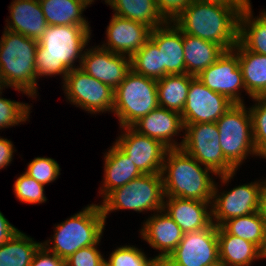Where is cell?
Returning <instances> with one entry per match:
<instances>
[{"mask_svg": "<svg viewBox=\"0 0 266 266\" xmlns=\"http://www.w3.org/2000/svg\"><path fill=\"white\" fill-rule=\"evenodd\" d=\"M263 258L266 259V235H265V242H264L263 248L261 249V259Z\"/></svg>", "mask_w": 266, "mask_h": 266, "instance_id": "7dc6e473", "label": "cell"}, {"mask_svg": "<svg viewBox=\"0 0 266 266\" xmlns=\"http://www.w3.org/2000/svg\"><path fill=\"white\" fill-rule=\"evenodd\" d=\"M150 38L157 44L162 58V78L166 75L185 74L183 32L173 23L151 30Z\"/></svg>", "mask_w": 266, "mask_h": 266, "instance_id": "ffe728a7", "label": "cell"}, {"mask_svg": "<svg viewBox=\"0 0 266 266\" xmlns=\"http://www.w3.org/2000/svg\"><path fill=\"white\" fill-rule=\"evenodd\" d=\"M154 266H168L164 261H157Z\"/></svg>", "mask_w": 266, "mask_h": 266, "instance_id": "681fc988", "label": "cell"}, {"mask_svg": "<svg viewBox=\"0 0 266 266\" xmlns=\"http://www.w3.org/2000/svg\"><path fill=\"white\" fill-rule=\"evenodd\" d=\"M131 69L155 80L162 78V58L157 44L149 38L131 57Z\"/></svg>", "mask_w": 266, "mask_h": 266, "instance_id": "d6a6232c", "label": "cell"}, {"mask_svg": "<svg viewBox=\"0 0 266 266\" xmlns=\"http://www.w3.org/2000/svg\"><path fill=\"white\" fill-rule=\"evenodd\" d=\"M210 173L218 176L182 148L168 149L161 171L165 197L212 202L215 181Z\"/></svg>", "mask_w": 266, "mask_h": 266, "instance_id": "3957f363", "label": "cell"}, {"mask_svg": "<svg viewBox=\"0 0 266 266\" xmlns=\"http://www.w3.org/2000/svg\"><path fill=\"white\" fill-rule=\"evenodd\" d=\"M30 266H65V260L41 245L34 254Z\"/></svg>", "mask_w": 266, "mask_h": 266, "instance_id": "60d3db41", "label": "cell"}, {"mask_svg": "<svg viewBox=\"0 0 266 266\" xmlns=\"http://www.w3.org/2000/svg\"><path fill=\"white\" fill-rule=\"evenodd\" d=\"M0 81L2 87L36 98L37 73L35 66L38 41L4 29L0 37Z\"/></svg>", "mask_w": 266, "mask_h": 266, "instance_id": "277c9868", "label": "cell"}, {"mask_svg": "<svg viewBox=\"0 0 266 266\" xmlns=\"http://www.w3.org/2000/svg\"><path fill=\"white\" fill-rule=\"evenodd\" d=\"M124 132L114 144L143 174H161L167 150L162 142L139 134L132 127H122Z\"/></svg>", "mask_w": 266, "mask_h": 266, "instance_id": "4fadbf2b", "label": "cell"}, {"mask_svg": "<svg viewBox=\"0 0 266 266\" xmlns=\"http://www.w3.org/2000/svg\"><path fill=\"white\" fill-rule=\"evenodd\" d=\"M259 212L266 220V178L263 180V185L261 188Z\"/></svg>", "mask_w": 266, "mask_h": 266, "instance_id": "f6af8a7d", "label": "cell"}, {"mask_svg": "<svg viewBox=\"0 0 266 266\" xmlns=\"http://www.w3.org/2000/svg\"><path fill=\"white\" fill-rule=\"evenodd\" d=\"M104 1H105V3H106L107 5H109L110 2H111V0H104ZM84 2H85L88 6H90V5L92 4V2H94V0H84Z\"/></svg>", "mask_w": 266, "mask_h": 266, "instance_id": "c3c4849f", "label": "cell"}, {"mask_svg": "<svg viewBox=\"0 0 266 266\" xmlns=\"http://www.w3.org/2000/svg\"><path fill=\"white\" fill-rule=\"evenodd\" d=\"M255 102L249 111L252 119L253 141L257 155L266 159V96L252 98Z\"/></svg>", "mask_w": 266, "mask_h": 266, "instance_id": "836d02e7", "label": "cell"}, {"mask_svg": "<svg viewBox=\"0 0 266 266\" xmlns=\"http://www.w3.org/2000/svg\"><path fill=\"white\" fill-rule=\"evenodd\" d=\"M233 49L237 52L249 97L266 96V55L251 52L240 42Z\"/></svg>", "mask_w": 266, "mask_h": 266, "instance_id": "cb8c5ba5", "label": "cell"}, {"mask_svg": "<svg viewBox=\"0 0 266 266\" xmlns=\"http://www.w3.org/2000/svg\"><path fill=\"white\" fill-rule=\"evenodd\" d=\"M105 223L100 204L92 203L60 224H56L52 239L46 240L42 245L66 260L77 250L101 241Z\"/></svg>", "mask_w": 266, "mask_h": 266, "instance_id": "5b68a950", "label": "cell"}, {"mask_svg": "<svg viewBox=\"0 0 266 266\" xmlns=\"http://www.w3.org/2000/svg\"><path fill=\"white\" fill-rule=\"evenodd\" d=\"M244 6L192 0L173 23L183 33L211 41L229 51L239 42V18Z\"/></svg>", "mask_w": 266, "mask_h": 266, "instance_id": "7a4b0ae2", "label": "cell"}, {"mask_svg": "<svg viewBox=\"0 0 266 266\" xmlns=\"http://www.w3.org/2000/svg\"><path fill=\"white\" fill-rule=\"evenodd\" d=\"M3 89V87L0 89V130L21 125V122L22 124L23 122L26 123L32 107L28 103L1 97Z\"/></svg>", "mask_w": 266, "mask_h": 266, "instance_id": "d590c367", "label": "cell"}, {"mask_svg": "<svg viewBox=\"0 0 266 266\" xmlns=\"http://www.w3.org/2000/svg\"><path fill=\"white\" fill-rule=\"evenodd\" d=\"M219 259L227 266H251L261 259V249L250 241L228 234L218 227Z\"/></svg>", "mask_w": 266, "mask_h": 266, "instance_id": "d4e9b609", "label": "cell"}, {"mask_svg": "<svg viewBox=\"0 0 266 266\" xmlns=\"http://www.w3.org/2000/svg\"><path fill=\"white\" fill-rule=\"evenodd\" d=\"M157 260L147 258L141 249L133 245L120 246L111 252L108 260L105 259V266H154Z\"/></svg>", "mask_w": 266, "mask_h": 266, "instance_id": "e575fe53", "label": "cell"}, {"mask_svg": "<svg viewBox=\"0 0 266 266\" xmlns=\"http://www.w3.org/2000/svg\"><path fill=\"white\" fill-rule=\"evenodd\" d=\"M206 266H227V265L221 259H218L213 263L207 264Z\"/></svg>", "mask_w": 266, "mask_h": 266, "instance_id": "bcb514c9", "label": "cell"}, {"mask_svg": "<svg viewBox=\"0 0 266 266\" xmlns=\"http://www.w3.org/2000/svg\"><path fill=\"white\" fill-rule=\"evenodd\" d=\"M83 247L65 260V266H105V258L97 245Z\"/></svg>", "mask_w": 266, "mask_h": 266, "instance_id": "f35d334b", "label": "cell"}, {"mask_svg": "<svg viewBox=\"0 0 266 266\" xmlns=\"http://www.w3.org/2000/svg\"><path fill=\"white\" fill-rule=\"evenodd\" d=\"M217 184L214 185L211 202L212 222L217 227L231 218L259 211L263 180L239 185L230 191L222 192H219Z\"/></svg>", "mask_w": 266, "mask_h": 266, "instance_id": "7c38bea8", "label": "cell"}, {"mask_svg": "<svg viewBox=\"0 0 266 266\" xmlns=\"http://www.w3.org/2000/svg\"><path fill=\"white\" fill-rule=\"evenodd\" d=\"M47 25H81L90 27L83 11L88 5L84 0H39Z\"/></svg>", "mask_w": 266, "mask_h": 266, "instance_id": "83f0119b", "label": "cell"}, {"mask_svg": "<svg viewBox=\"0 0 266 266\" xmlns=\"http://www.w3.org/2000/svg\"><path fill=\"white\" fill-rule=\"evenodd\" d=\"M219 259L218 227L186 232L176 249L164 260L168 266H206Z\"/></svg>", "mask_w": 266, "mask_h": 266, "instance_id": "8fae6325", "label": "cell"}, {"mask_svg": "<svg viewBox=\"0 0 266 266\" xmlns=\"http://www.w3.org/2000/svg\"><path fill=\"white\" fill-rule=\"evenodd\" d=\"M16 178L17 179L13 184V189L14 194L19 201L26 204H41L48 200L44 193V185L37 182L25 172Z\"/></svg>", "mask_w": 266, "mask_h": 266, "instance_id": "8d00e7d4", "label": "cell"}, {"mask_svg": "<svg viewBox=\"0 0 266 266\" xmlns=\"http://www.w3.org/2000/svg\"><path fill=\"white\" fill-rule=\"evenodd\" d=\"M163 210L184 233L207 228L212 223L211 202L165 197Z\"/></svg>", "mask_w": 266, "mask_h": 266, "instance_id": "44dd1931", "label": "cell"}, {"mask_svg": "<svg viewBox=\"0 0 266 266\" xmlns=\"http://www.w3.org/2000/svg\"><path fill=\"white\" fill-rule=\"evenodd\" d=\"M19 231L4 245L0 246V266H30L34 254L42 245Z\"/></svg>", "mask_w": 266, "mask_h": 266, "instance_id": "4dcf8cb0", "label": "cell"}, {"mask_svg": "<svg viewBox=\"0 0 266 266\" xmlns=\"http://www.w3.org/2000/svg\"><path fill=\"white\" fill-rule=\"evenodd\" d=\"M233 105L226 96L210 90L194 76L181 116L184 124L214 123Z\"/></svg>", "mask_w": 266, "mask_h": 266, "instance_id": "9a60e30c", "label": "cell"}, {"mask_svg": "<svg viewBox=\"0 0 266 266\" xmlns=\"http://www.w3.org/2000/svg\"><path fill=\"white\" fill-rule=\"evenodd\" d=\"M108 151V152H107ZM104 154V178L100 187L103 199L114 189L122 187L143 175L114 143Z\"/></svg>", "mask_w": 266, "mask_h": 266, "instance_id": "603a6c76", "label": "cell"}, {"mask_svg": "<svg viewBox=\"0 0 266 266\" xmlns=\"http://www.w3.org/2000/svg\"><path fill=\"white\" fill-rule=\"evenodd\" d=\"M112 112L122 127H132L137 121L159 107L157 80L137 74L132 69L114 90Z\"/></svg>", "mask_w": 266, "mask_h": 266, "instance_id": "8992f818", "label": "cell"}, {"mask_svg": "<svg viewBox=\"0 0 266 266\" xmlns=\"http://www.w3.org/2000/svg\"><path fill=\"white\" fill-rule=\"evenodd\" d=\"M4 29L39 40L47 25L39 0H12ZM10 20V21H9Z\"/></svg>", "mask_w": 266, "mask_h": 266, "instance_id": "7402d4cb", "label": "cell"}, {"mask_svg": "<svg viewBox=\"0 0 266 266\" xmlns=\"http://www.w3.org/2000/svg\"><path fill=\"white\" fill-rule=\"evenodd\" d=\"M109 6L114 15L141 22L151 29L167 22L159 13L155 0H111Z\"/></svg>", "mask_w": 266, "mask_h": 266, "instance_id": "f546056e", "label": "cell"}, {"mask_svg": "<svg viewBox=\"0 0 266 266\" xmlns=\"http://www.w3.org/2000/svg\"><path fill=\"white\" fill-rule=\"evenodd\" d=\"M80 68L115 90L131 70V59L103 49L100 45L88 49L86 47Z\"/></svg>", "mask_w": 266, "mask_h": 266, "instance_id": "2e32d148", "label": "cell"}, {"mask_svg": "<svg viewBox=\"0 0 266 266\" xmlns=\"http://www.w3.org/2000/svg\"><path fill=\"white\" fill-rule=\"evenodd\" d=\"M193 75H166L157 80L159 107L182 113L188 95L190 81Z\"/></svg>", "mask_w": 266, "mask_h": 266, "instance_id": "f1b7e54d", "label": "cell"}, {"mask_svg": "<svg viewBox=\"0 0 266 266\" xmlns=\"http://www.w3.org/2000/svg\"><path fill=\"white\" fill-rule=\"evenodd\" d=\"M63 83L66 99L90 114L111 112L114 105V89L93 78L84 70L74 68Z\"/></svg>", "mask_w": 266, "mask_h": 266, "instance_id": "30bf717a", "label": "cell"}, {"mask_svg": "<svg viewBox=\"0 0 266 266\" xmlns=\"http://www.w3.org/2000/svg\"><path fill=\"white\" fill-rule=\"evenodd\" d=\"M181 148L201 165L212 169L226 185L237 170L225 159L220 146V133L216 122L184 124Z\"/></svg>", "mask_w": 266, "mask_h": 266, "instance_id": "ba28073f", "label": "cell"}, {"mask_svg": "<svg viewBox=\"0 0 266 266\" xmlns=\"http://www.w3.org/2000/svg\"><path fill=\"white\" fill-rule=\"evenodd\" d=\"M221 227L231 235L238 236L263 248L266 235V220L259 211L225 221Z\"/></svg>", "mask_w": 266, "mask_h": 266, "instance_id": "1f68e13d", "label": "cell"}, {"mask_svg": "<svg viewBox=\"0 0 266 266\" xmlns=\"http://www.w3.org/2000/svg\"><path fill=\"white\" fill-rule=\"evenodd\" d=\"M197 78L210 90L226 96L234 104H244L240 90L246 88L239 66L237 52L232 49L224 53Z\"/></svg>", "mask_w": 266, "mask_h": 266, "instance_id": "5bb4252c", "label": "cell"}, {"mask_svg": "<svg viewBox=\"0 0 266 266\" xmlns=\"http://www.w3.org/2000/svg\"><path fill=\"white\" fill-rule=\"evenodd\" d=\"M132 128L139 134L154 138L162 142L169 149L181 148L183 142L175 141L174 136L185 130L180 113L158 107L137 121ZM180 132V133H179Z\"/></svg>", "mask_w": 266, "mask_h": 266, "instance_id": "d6986e66", "label": "cell"}, {"mask_svg": "<svg viewBox=\"0 0 266 266\" xmlns=\"http://www.w3.org/2000/svg\"><path fill=\"white\" fill-rule=\"evenodd\" d=\"M60 170L59 164L54 159L36 157L28 163L25 173L45 186L58 178Z\"/></svg>", "mask_w": 266, "mask_h": 266, "instance_id": "74e56055", "label": "cell"}, {"mask_svg": "<svg viewBox=\"0 0 266 266\" xmlns=\"http://www.w3.org/2000/svg\"><path fill=\"white\" fill-rule=\"evenodd\" d=\"M251 6L249 1L241 10L239 42L251 52L266 55V10L254 17Z\"/></svg>", "mask_w": 266, "mask_h": 266, "instance_id": "4316f807", "label": "cell"}, {"mask_svg": "<svg viewBox=\"0 0 266 266\" xmlns=\"http://www.w3.org/2000/svg\"><path fill=\"white\" fill-rule=\"evenodd\" d=\"M186 73L197 77L224 53L216 43L183 33Z\"/></svg>", "mask_w": 266, "mask_h": 266, "instance_id": "484cf974", "label": "cell"}, {"mask_svg": "<svg viewBox=\"0 0 266 266\" xmlns=\"http://www.w3.org/2000/svg\"><path fill=\"white\" fill-rule=\"evenodd\" d=\"M191 1L192 0H155V3L162 17L166 21L173 22Z\"/></svg>", "mask_w": 266, "mask_h": 266, "instance_id": "ab89813d", "label": "cell"}, {"mask_svg": "<svg viewBox=\"0 0 266 266\" xmlns=\"http://www.w3.org/2000/svg\"><path fill=\"white\" fill-rule=\"evenodd\" d=\"M245 104H234L216 122L225 159L238 170L249 155L258 156L253 141L252 119Z\"/></svg>", "mask_w": 266, "mask_h": 266, "instance_id": "9c48e42d", "label": "cell"}, {"mask_svg": "<svg viewBox=\"0 0 266 266\" xmlns=\"http://www.w3.org/2000/svg\"><path fill=\"white\" fill-rule=\"evenodd\" d=\"M19 231L20 230L15 228L14 225L9 223V221L5 218V216L0 211V246L4 245Z\"/></svg>", "mask_w": 266, "mask_h": 266, "instance_id": "7bdbcfd3", "label": "cell"}, {"mask_svg": "<svg viewBox=\"0 0 266 266\" xmlns=\"http://www.w3.org/2000/svg\"><path fill=\"white\" fill-rule=\"evenodd\" d=\"M15 146L11 140L0 137V170L6 168L13 160Z\"/></svg>", "mask_w": 266, "mask_h": 266, "instance_id": "b9f144b4", "label": "cell"}, {"mask_svg": "<svg viewBox=\"0 0 266 266\" xmlns=\"http://www.w3.org/2000/svg\"><path fill=\"white\" fill-rule=\"evenodd\" d=\"M106 28V42L100 47L131 57L150 38L151 28L141 22L112 15Z\"/></svg>", "mask_w": 266, "mask_h": 266, "instance_id": "e0dca14e", "label": "cell"}, {"mask_svg": "<svg viewBox=\"0 0 266 266\" xmlns=\"http://www.w3.org/2000/svg\"><path fill=\"white\" fill-rule=\"evenodd\" d=\"M164 187L161 174H143L111 191L100 206L105 217L113 211L158 212L163 209Z\"/></svg>", "mask_w": 266, "mask_h": 266, "instance_id": "52a82bcc", "label": "cell"}, {"mask_svg": "<svg viewBox=\"0 0 266 266\" xmlns=\"http://www.w3.org/2000/svg\"><path fill=\"white\" fill-rule=\"evenodd\" d=\"M151 215L144 220L139 235L160 252L154 258L164 261L176 249L184 232L163 209Z\"/></svg>", "mask_w": 266, "mask_h": 266, "instance_id": "ac0fdd59", "label": "cell"}, {"mask_svg": "<svg viewBox=\"0 0 266 266\" xmlns=\"http://www.w3.org/2000/svg\"><path fill=\"white\" fill-rule=\"evenodd\" d=\"M203 3H214L220 5H246L251 0H195Z\"/></svg>", "mask_w": 266, "mask_h": 266, "instance_id": "ee69618b", "label": "cell"}, {"mask_svg": "<svg viewBox=\"0 0 266 266\" xmlns=\"http://www.w3.org/2000/svg\"><path fill=\"white\" fill-rule=\"evenodd\" d=\"M90 29L81 25H48L39 38L36 49L37 79L43 76L61 75L64 82L71 70L79 68L83 50L91 39ZM75 62H79V65L76 66Z\"/></svg>", "mask_w": 266, "mask_h": 266, "instance_id": "6da1fadb", "label": "cell"}]
</instances>
